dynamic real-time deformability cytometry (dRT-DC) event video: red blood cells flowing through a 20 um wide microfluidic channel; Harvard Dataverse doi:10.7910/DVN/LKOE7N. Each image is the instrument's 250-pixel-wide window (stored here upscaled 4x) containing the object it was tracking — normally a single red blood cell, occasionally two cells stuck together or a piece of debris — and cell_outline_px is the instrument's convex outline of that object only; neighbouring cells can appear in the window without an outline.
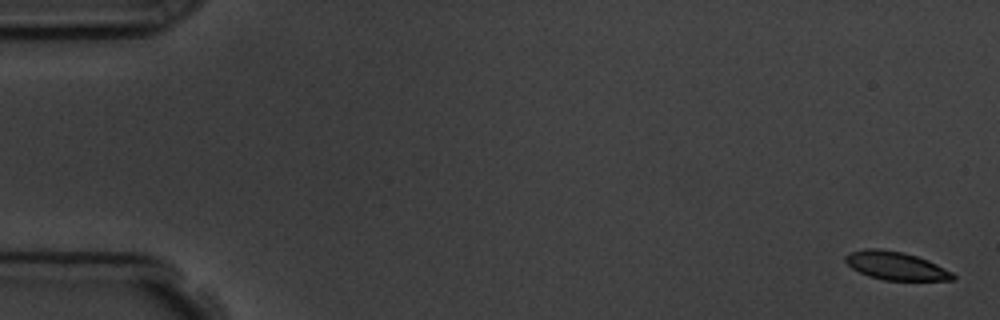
{"species": "common noctule bat (a hibernating species)", "species_latin": "Nyctalus noctula", "temperature_condition": "room temperature", "stored_images_in_passage": 4, "camera_frame_rate_fps": 3000, "um_per_image_px": 0.085, "animal": {"sex": "male", "body_mass_g": 19.5, "forearm_length_mm": 54.6}, "frame": {"image": 1, "passage_image": 1, "time_ms": 0.0, "image_size_px": [1000, 320], "cell_outline_px": [[956, 280], [884, 280], [868, 276], [852, 268], [844, 260], [844, 256], [852, 252], [864, 248], [880, 248], [904, 252], [928, 260], [952, 272], [956, 276]], "centroid_in_image_um": [76.14, 22.58], "position_along_channel_um": 8.9, "area_um2": 17.69}}
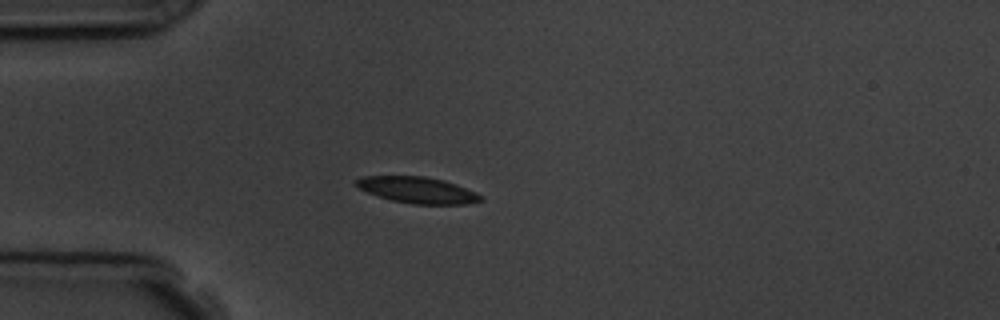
{"frame": {"image": 2, "passage_image": 4, "time_ms": 4.667, "image_size_px": [1000, 320], "cell_outline_px": [[484, 200], [468, 204], [412, 204], [392, 200], [368, 192], [360, 188], [356, 184], [356, 180], [364, 176], [424, 176], [444, 180], [456, 184], [476, 192]], "centroid_in_image_um": [35.53, 16.15], "position_along_channel_um": 49.5, "area_um2": 18.84}}